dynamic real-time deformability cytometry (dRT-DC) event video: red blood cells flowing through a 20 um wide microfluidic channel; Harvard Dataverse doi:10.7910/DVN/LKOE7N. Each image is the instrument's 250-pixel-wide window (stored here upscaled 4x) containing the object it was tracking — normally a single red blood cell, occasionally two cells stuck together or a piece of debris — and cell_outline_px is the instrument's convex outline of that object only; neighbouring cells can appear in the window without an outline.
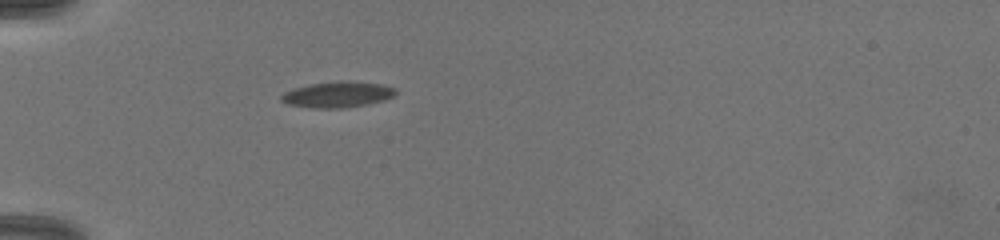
{"species": "common noctule bat (a hibernating species)", "species_latin": "Nyctalus noctula", "temperature_condition": "warm", "stored_images_in_passage": 3, "camera_frame_rate_fps": 3000, "um_per_image_px": 0.085, "animal": {"sex": "female", "body_mass_g": 19.5, "forearm_length_mm": 54.1}, "frame": {"image": 1, "passage_image": 1, "time_ms": 0.0, "image_size_px": [1000, 240], "cell_outline_px": [[396, 92], [392, 96], [384, 100], [364, 104], [340, 108], [316, 108], [288, 104], [280, 100], [280, 96], [284, 92], [296, 88], [312, 84], [380, 84], [396, 88]], "centroid_in_image_um": [28.64, 8.09], "position_along_channel_um": 56.4, "area_um2": 15.9}}
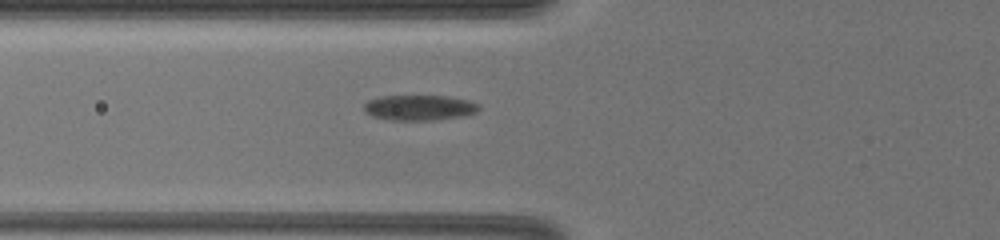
{"frame": {"image": 2, "passage_image": 3, "time_ms": 1.333, "image_size_px": [1000, 240], "cell_outline_px": [[480, 108], [476, 112], [460, 116], [432, 120], [392, 120], [372, 116], [364, 112], [364, 104], [368, 100], [380, 96], [444, 96], [468, 100], [480, 104]], "centroid_in_image_um": [35.61, 9.15], "position_along_channel_um": 90.2, "area_um2": 16.88}}